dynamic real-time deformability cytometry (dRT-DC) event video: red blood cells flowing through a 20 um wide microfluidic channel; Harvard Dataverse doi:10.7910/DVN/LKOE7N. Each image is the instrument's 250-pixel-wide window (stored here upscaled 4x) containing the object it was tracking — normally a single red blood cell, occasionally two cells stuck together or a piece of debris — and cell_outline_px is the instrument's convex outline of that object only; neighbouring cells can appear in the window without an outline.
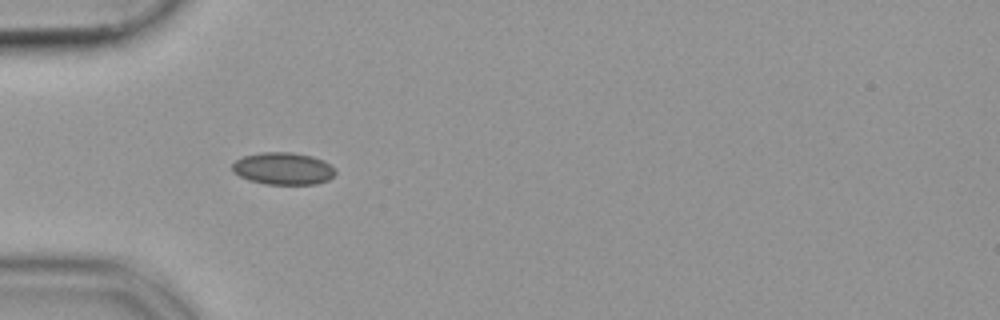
{"species": "common noctule bat (a hibernating species)", "species_latin": "Nyctalus noctula", "temperature_condition": "cold", "stored_images_in_passage": 28, "camera_frame_rate_fps": 3000, "um_per_image_px": 0.085, "animal": {"sex": "female", "body_mass_g": 19.9}, "frame": {"image": 1, "passage_image": 5, "time_ms": 1.333, "image_size_px": [1000, 320], "cell_outline_px": [[336, 172], [328, 180], [316, 184], [264, 184], [248, 180], [232, 172], [232, 164], [236, 160], [244, 156], [260, 152], [292, 152], [312, 156], [324, 160], [336, 168]], "centroid_in_image_um": [24.07, 14.32], "position_along_channel_um": 60.9, "area_um2": 19.54}}